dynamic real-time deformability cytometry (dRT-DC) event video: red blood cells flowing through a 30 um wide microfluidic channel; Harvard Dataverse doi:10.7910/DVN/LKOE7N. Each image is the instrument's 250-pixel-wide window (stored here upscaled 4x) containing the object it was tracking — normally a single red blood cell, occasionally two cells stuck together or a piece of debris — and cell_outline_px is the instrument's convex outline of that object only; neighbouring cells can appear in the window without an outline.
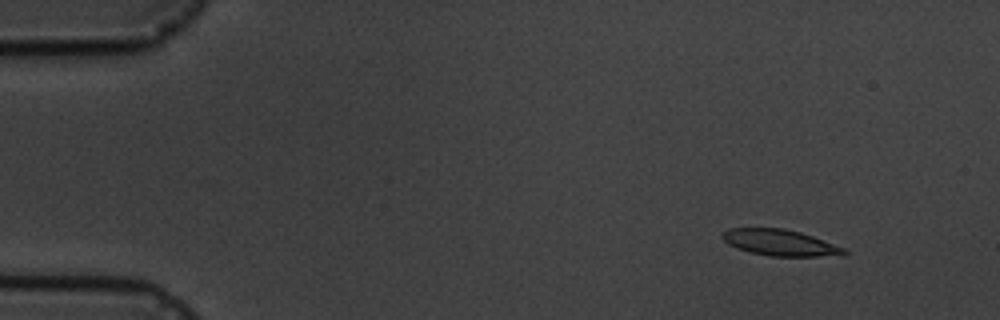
{"species": "common noctule bat (a hibernating species)", "species_latin": "Nyctalus noctula", "temperature_condition": "cold", "stored_images_in_passage": 5, "camera_frame_rate_fps": 3000, "um_per_image_px": 0.085, "animal": {"sex": "male", "body_mass_g": 19.5, "forearm_length_mm": 54.6}, "frame": {"image": 1, "passage_image": 2, "time_ms": 1.333, "image_size_px": [1000, 320], "cell_outline_px": [[848, 252], [844, 256], [772, 256], [748, 252], [736, 248], [728, 244], [720, 236], [720, 232], [728, 228], [784, 228], [800, 232], [812, 236], [844, 248]], "centroid_in_image_um": [66.27, 20.62], "position_along_channel_um": 18.7, "area_um2": 18.73}}
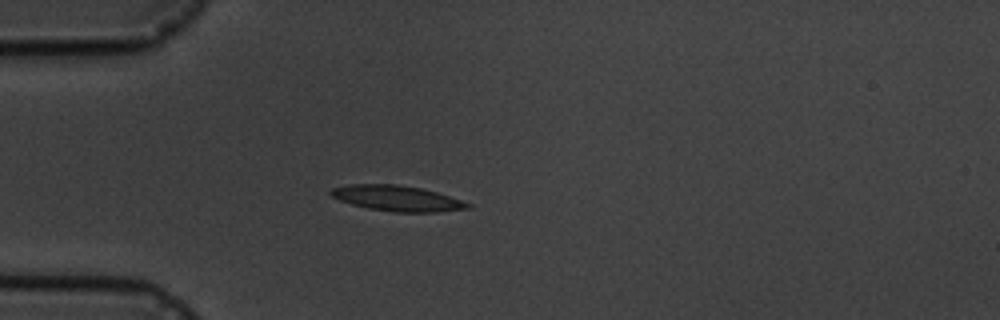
{"frame": {"image": 2, "passage_image": 4, "time_ms": 4.667, "image_size_px": [1000, 320], "cell_outline_px": [[472, 208], [436, 212], [392, 212], [368, 208], [352, 204], [340, 200], [332, 196], [328, 192], [332, 188], [352, 184], [396, 184], [420, 188], [436, 192], [472, 204]], "centroid_in_image_um": [33.75, 16.86], "position_along_channel_um": 51.2, "area_um2": 20.23}}